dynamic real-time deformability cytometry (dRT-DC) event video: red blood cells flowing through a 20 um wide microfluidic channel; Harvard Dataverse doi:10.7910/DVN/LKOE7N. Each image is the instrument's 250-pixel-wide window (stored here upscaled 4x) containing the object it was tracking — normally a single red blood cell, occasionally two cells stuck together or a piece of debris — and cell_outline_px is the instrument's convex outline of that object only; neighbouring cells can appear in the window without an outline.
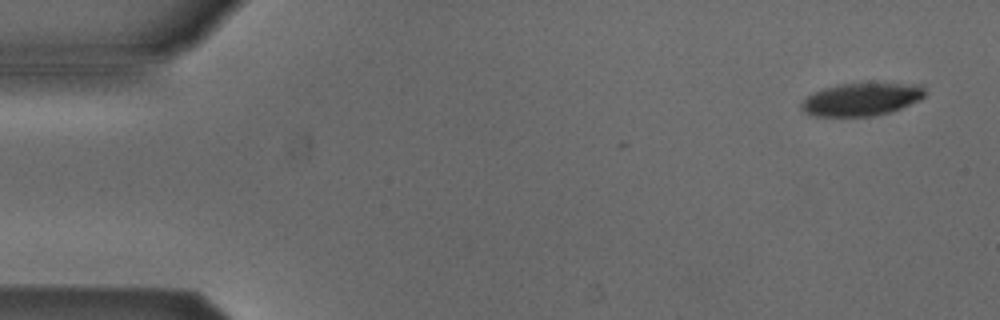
{"species": "Egyptian fruit bat (a non-hibernating species)", "species_latin": "Rousettus aegyptiacus", "temperature_condition": "cold", "stored_images_in_passage": 5, "camera_frame_rate_fps": 3000, "um_per_image_px": 0.085, "animal": {"sex": "male"}, "frame": {"image": 1, "passage_image": 1, "time_ms": 0.0, "image_size_px": [1000, 320], "cell_outline_px": [[924, 96], [920, 100], [892, 112], [872, 116], [808, 116], [800, 108], [800, 104], [812, 92], [824, 88], [840, 84], [920, 84], [924, 88]], "centroid_in_image_um": [73.19, 8.46], "position_along_channel_um": 11.8, "area_um2": 23.58}}